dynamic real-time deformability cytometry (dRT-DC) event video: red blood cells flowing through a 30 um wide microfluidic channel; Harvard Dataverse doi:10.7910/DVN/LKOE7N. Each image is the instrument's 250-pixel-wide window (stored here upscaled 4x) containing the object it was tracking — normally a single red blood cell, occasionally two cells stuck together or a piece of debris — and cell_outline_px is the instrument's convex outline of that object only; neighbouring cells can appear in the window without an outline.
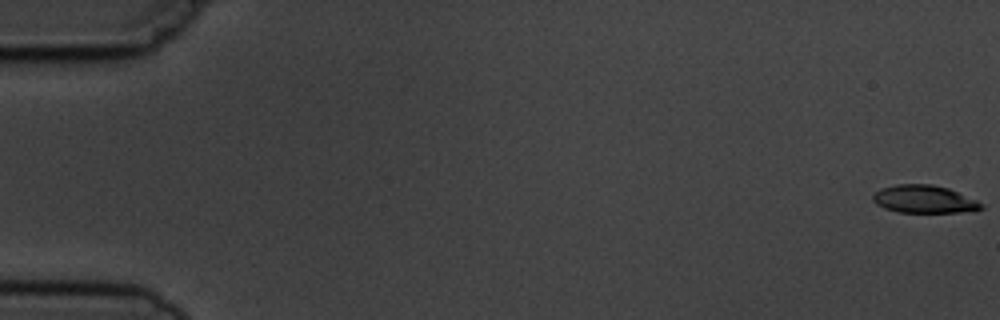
{"species": "common noctule bat (a hibernating species)", "species_latin": "Nyctalus noctula", "temperature_condition": "cold", "stored_images_in_passage": 5, "camera_frame_rate_fps": 3000, "um_per_image_px": 0.085, "animal": {"sex": "male", "body_mass_g": 19.5, "forearm_length_mm": 54.6}, "frame": {"image": 1, "passage_image": 1, "time_ms": 0.0, "image_size_px": [1000, 320], "cell_outline_px": [[984, 208], [960, 212], [896, 212], [884, 208], [876, 204], [872, 200], [872, 196], [880, 188], [896, 184], [932, 184], [948, 188], [976, 200], [984, 204]], "centroid_in_image_um": [78.52, 16.92], "position_along_channel_um": 6.5, "area_um2": 17.51}}
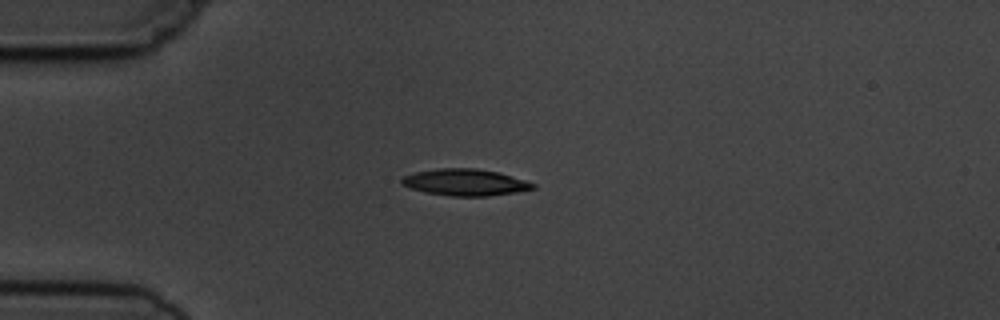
{"frame": {"image": 2, "passage_image": 5, "time_ms": 4.667, "image_size_px": [1000, 320], "cell_outline_px": [[536, 188], [516, 192], [488, 196], [448, 196], [424, 192], [400, 184], [400, 180], [404, 176], [416, 172], [440, 168], [476, 168], [496, 172], [524, 180], [536, 184]], "centroid_in_image_um": [39.52, 15.5], "position_along_channel_um": 45.5, "area_um2": 20.23}}